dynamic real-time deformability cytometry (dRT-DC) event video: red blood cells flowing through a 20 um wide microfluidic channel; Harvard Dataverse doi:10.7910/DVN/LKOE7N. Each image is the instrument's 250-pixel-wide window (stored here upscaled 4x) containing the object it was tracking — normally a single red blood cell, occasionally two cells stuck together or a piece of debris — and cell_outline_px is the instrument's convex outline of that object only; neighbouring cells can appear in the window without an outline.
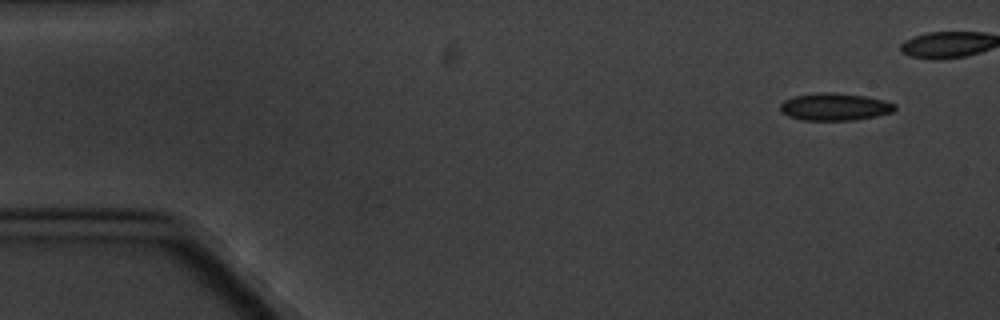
{"species": "common noctule bat (a hibernating species)", "species_latin": "Nyctalus noctula", "temperature_condition": "cold", "stored_images_in_passage": 11, "camera_frame_rate_fps": 3000, "um_per_image_px": 0.085, "animal": {"sex": "male", "body_mass_g": 20.1, "forearm_length_mm": 53.5}, "frame": {"image": 1, "passage_image": 1, "time_ms": 0.0, "image_size_px": [1000, 320], "cell_outline_px": [[896, 108], [892, 112], [876, 116], [852, 120], [804, 120], [788, 116], [780, 112], [780, 104], [784, 100], [792, 96], [816, 92], [832, 92], [864, 96], [884, 100], [896, 104]], "centroid_in_image_um": [70.92, 9.07], "position_along_channel_um": 14.1, "area_um2": 18.38}}
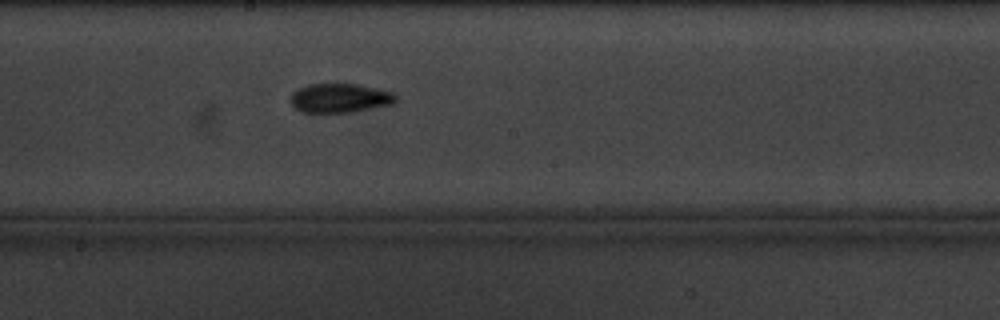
{"frame": {"image": 2, "passage_image": 10, "time_ms": 11.0, "image_size_px": [1000, 320], "cell_outline_px": [[396, 100], [392, 104], [348, 112], [300, 112], [292, 104], [292, 92], [308, 84], [360, 84], [392, 92], [396, 96]], "centroid_in_image_um": [28.89, 8.32], "position_along_channel_um": 219.3, "area_um2": 17.57}}